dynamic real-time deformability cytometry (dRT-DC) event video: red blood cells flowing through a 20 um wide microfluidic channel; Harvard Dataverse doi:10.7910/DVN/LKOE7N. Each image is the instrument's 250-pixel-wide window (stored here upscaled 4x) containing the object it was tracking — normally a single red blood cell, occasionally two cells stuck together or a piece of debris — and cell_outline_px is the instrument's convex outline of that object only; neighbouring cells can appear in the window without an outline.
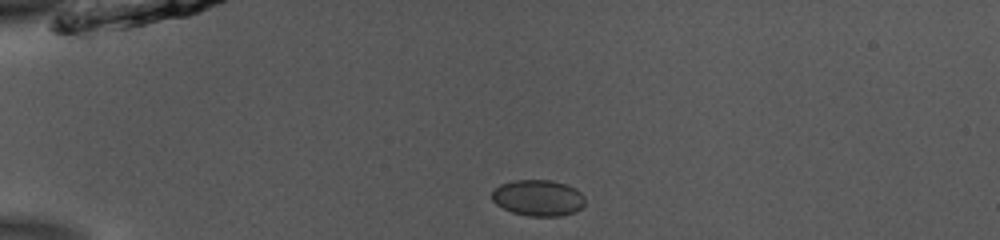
{"species": "common noctule bat (a hibernating species)", "species_latin": "Nyctalus noctula", "temperature_condition": "room temperature", "stored_images_in_passage": 40, "camera_frame_rate_fps": 3000, "um_per_image_px": 0.085, "animal": {"sex": "male", "body_mass_g": 13.0, "forearm_length_mm": 53.1}, "frame": {"image": 1, "passage_image": 1, "time_ms": 0.0, "image_size_px": [1000, 240], "cell_outline_px": [[584, 204], [576, 212], [560, 216], [528, 216], [512, 212], [496, 204], [492, 200], [492, 192], [500, 184], [512, 180], [552, 180], [576, 188], [584, 196]], "centroid_in_image_um": [45.74, 16.82], "position_along_channel_um": 39.3, "area_um2": 19.65}}
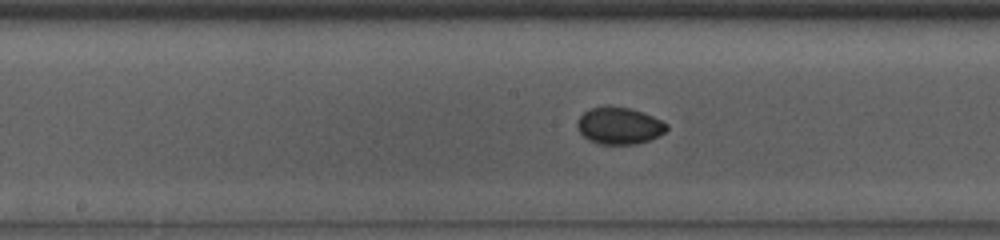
{"frame": {"image": 2, "passage_image": 16, "time_ms": 5.0, "image_size_px": [1000, 240], "cell_outline_px": [[668, 128], [660, 136], [636, 144], [600, 144], [588, 140], [580, 132], [576, 124], [580, 116], [584, 112], [592, 108], [632, 108], [644, 112], [668, 124]], "centroid_in_image_um": [52.66, 10.71], "position_along_channel_um": 195.5, "area_um2": 18.9}}
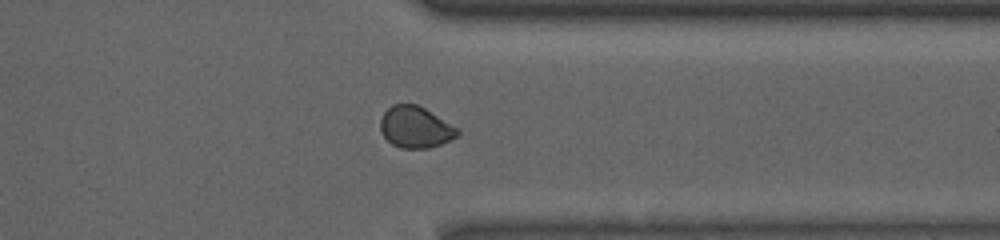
{"frame": {"image": 3, "passage_image": 30, "time_ms": 9.667, "image_size_px": [1000, 240], "cell_outline_px": [[460, 132], [456, 136], [440, 144], [428, 148], [400, 148], [392, 144], [380, 132], [380, 120], [384, 112], [392, 104], [416, 104], [424, 108], [460, 128]], "centroid_in_image_um": [35.3, 10.8], "position_along_channel_um": 376.1, "area_um2": 18.61}, "authors_computed_cell_mechanics": {"area_um2": 19.0162, "velocity_mm_per_s": 3.884, "shape_relaxation_time_tau1_ms": null, "shape_relaxation_time_tau2_ms": 1.4247, "deformation_change_tau1": null, "deformation_change_tau2": 0.0253}}